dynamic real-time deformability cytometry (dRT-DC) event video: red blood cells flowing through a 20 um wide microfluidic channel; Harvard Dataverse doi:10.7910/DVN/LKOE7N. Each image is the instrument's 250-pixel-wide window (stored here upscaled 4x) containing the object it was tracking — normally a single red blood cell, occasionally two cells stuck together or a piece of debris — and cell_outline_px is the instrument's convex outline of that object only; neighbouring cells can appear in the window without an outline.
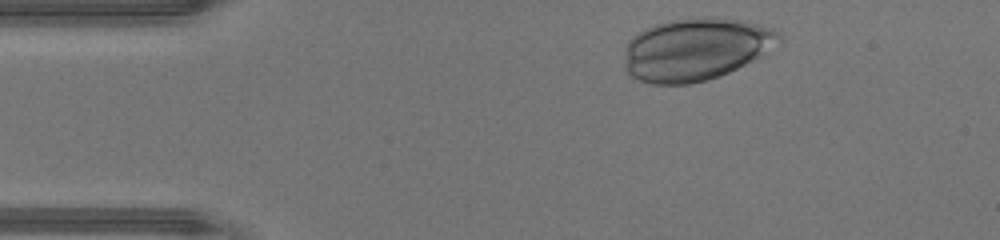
{"species": "human", "species_latin": "Homo sapiens", "temperature_condition": "warm", "stored_images_in_passage": 31, "camera_frame_rate_fps": 3000, "um_per_image_px": 0.085, "donor": {"sex": "male"}, "frame": {"image": 1, "passage_image": 2, "time_ms": 0.333, "image_size_px": [1000, 240], "cell_outline_px": [[784, 36], [760, 56], [720, 76], [708, 80], [692, 84], [652, 84], [628, 76], [624, 68], [624, 48], [628, 40], [632, 36], [644, 28], [668, 20], [712, 16], [716, 16], [744, 20], [772, 28], [780, 32]], "centroid_in_image_um": [59.08, 4.17], "position_along_channel_um": 25.9, "area_um2": 56.82}}
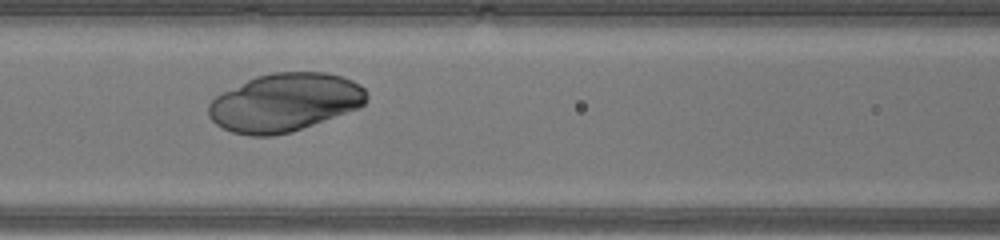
{"frame": {"image": 2, "passage_image": 14, "time_ms": 4.333, "image_size_px": [1000, 240], "cell_outline_px": [[368, 100], [360, 108], [292, 132], [272, 136], [252, 136], [232, 132], [216, 124], [208, 116], [208, 104], [216, 96], [256, 76], [272, 72], [324, 72], [340, 76], [352, 80], [360, 84], [368, 92]], "centroid_in_image_um": [24.24, 8.71], "position_along_channel_um": 142.4, "area_um2": 53.7}}
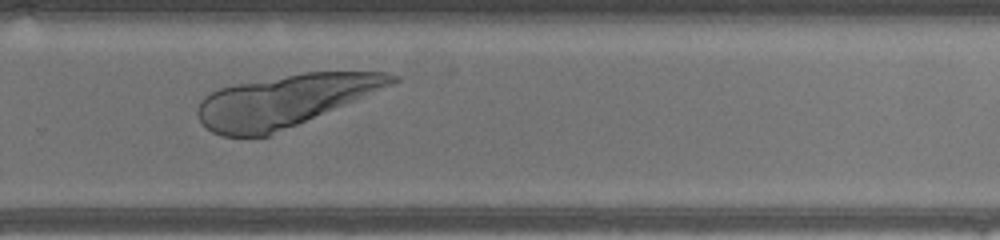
{"frame": {"image": 3, "passage_image": 25, "time_ms": 8.0, "image_size_px": [1000, 240], "cell_outline_px": [[400, 80], [392, 84], [268, 136], [220, 136], [212, 132], [200, 120], [196, 112], [196, 108], [200, 100], [204, 96], [220, 88], [236, 84], [304, 72], [388, 72], [400, 76]], "centroid_in_image_um": [24.14, 8.56], "position_along_channel_um": 305.7, "area_um2": 57.63}}